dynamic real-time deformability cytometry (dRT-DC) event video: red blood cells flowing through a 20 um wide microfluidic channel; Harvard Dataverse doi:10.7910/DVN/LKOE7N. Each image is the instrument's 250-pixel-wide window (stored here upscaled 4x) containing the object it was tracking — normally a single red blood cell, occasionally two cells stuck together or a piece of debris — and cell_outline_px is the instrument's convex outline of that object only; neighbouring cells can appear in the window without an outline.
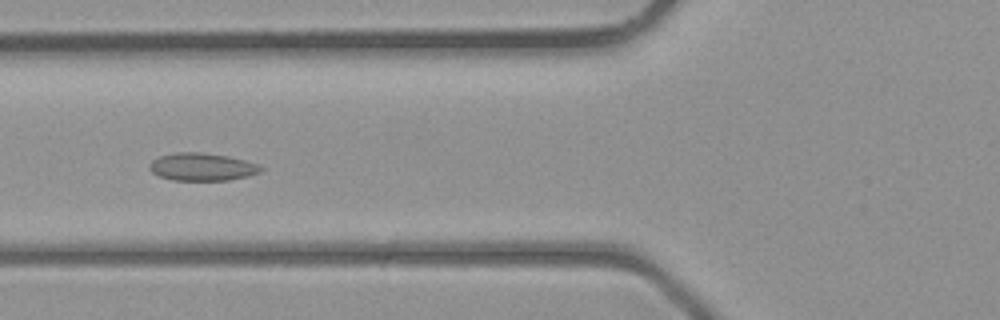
{"species": "common noctule bat (a hibernating species)", "species_latin": "Nyctalus noctula", "temperature_condition": "room temperature", "stored_images_in_passage": 5, "camera_frame_rate_fps": 3000, "um_per_image_px": 0.085, "animal": {"sex": "male", "body_mass_g": 23.1, "forearm_length_mm": 52.7}, "frame": {"image": 1, "passage_image": 4, "time_ms": 3.333, "image_size_px": [1000, 320], "cell_outline_px": [[264, 168], [260, 172], [248, 176], [228, 180], [172, 180], [160, 176], [152, 172], [148, 168], [148, 164], [152, 160], [160, 156], [176, 152], [200, 152], [228, 156], [260, 164]], "centroid_in_image_um": [17.18, 14.18], "position_along_channel_um": 108.6, "area_um2": 18.03}}
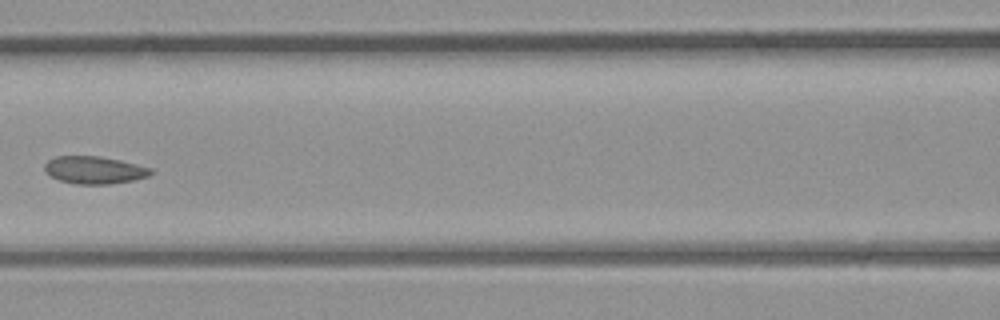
{"frame": {"image": 2, "passage_image": 5, "time_ms": 4.333, "image_size_px": [1000, 320], "cell_outline_px": [[152, 172], [148, 176], [132, 180], [108, 184], [76, 184], [60, 180], [52, 176], [44, 168], [44, 164], [48, 160], [56, 156], [100, 156], [120, 160], [152, 168]], "centroid_in_image_um": [8.02, 14.44], "position_along_channel_um": 158.6, "area_um2": 16.82}}